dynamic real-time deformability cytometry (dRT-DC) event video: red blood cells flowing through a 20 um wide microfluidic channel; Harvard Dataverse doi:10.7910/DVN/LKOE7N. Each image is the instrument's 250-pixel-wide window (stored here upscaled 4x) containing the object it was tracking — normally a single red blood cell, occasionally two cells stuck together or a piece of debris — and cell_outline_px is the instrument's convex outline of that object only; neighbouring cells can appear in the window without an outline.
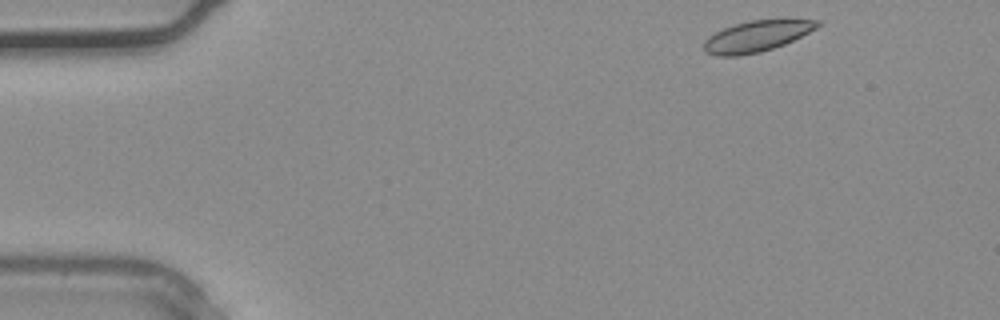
{"species": "common noctule bat (a hibernating species)", "species_latin": "Nyctalus noctula", "temperature_condition": "warm", "stored_images_in_passage": 33, "camera_frame_rate_fps": 3000, "um_per_image_px": 0.085, "animal": {"sex": "male", "body_mass_g": 20.4}, "frame": {"image": 1, "passage_image": 1, "time_ms": 0.0, "image_size_px": [1000, 320], "cell_outline_px": [[820, 24], [816, 28], [784, 44], [760, 52], [736, 56], [716, 56], [704, 52], [704, 40], [708, 36], [724, 28], [748, 20], [820, 20]], "centroid_in_image_um": [64.25, 3.09], "position_along_channel_um": 20.7, "area_um2": 20.17}}
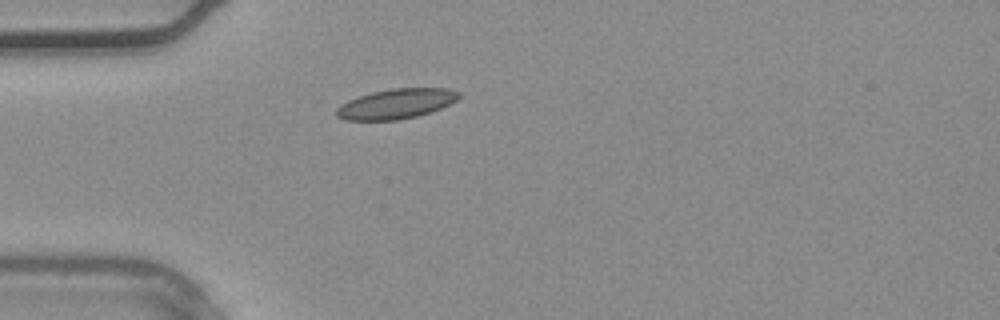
{"frame": {"image": 2, "passage_image": 7, "time_ms": 2.0, "image_size_px": [1000, 320], "cell_outline_px": [[460, 96], [456, 100], [440, 108], [416, 116], [396, 120], [344, 120], [336, 116], [336, 108], [340, 104], [348, 100], [372, 92], [392, 88], [448, 88], [460, 92]], "centroid_in_image_um": [33.64, 8.82], "position_along_channel_um": 51.4, "area_um2": 21.21}}
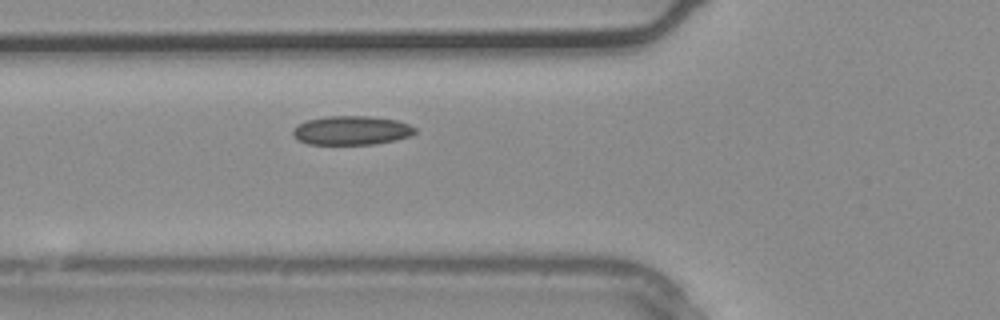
{"frame": {"image": 3, "passage_image": 10, "time_ms": 3.0, "image_size_px": [1000, 320], "cell_outline_px": [[416, 132], [412, 136], [396, 140], [376, 144], [308, 144], [296, 140], [292, 132], [292, 128], [308, 120], [328, 116], [372, 116], [396, 120], [408, 124], [416, 128]], "centroid_in_image_um": [29.89, 11.09], "position_along_channel_um": 95.9, "area_um2": 20.75}}